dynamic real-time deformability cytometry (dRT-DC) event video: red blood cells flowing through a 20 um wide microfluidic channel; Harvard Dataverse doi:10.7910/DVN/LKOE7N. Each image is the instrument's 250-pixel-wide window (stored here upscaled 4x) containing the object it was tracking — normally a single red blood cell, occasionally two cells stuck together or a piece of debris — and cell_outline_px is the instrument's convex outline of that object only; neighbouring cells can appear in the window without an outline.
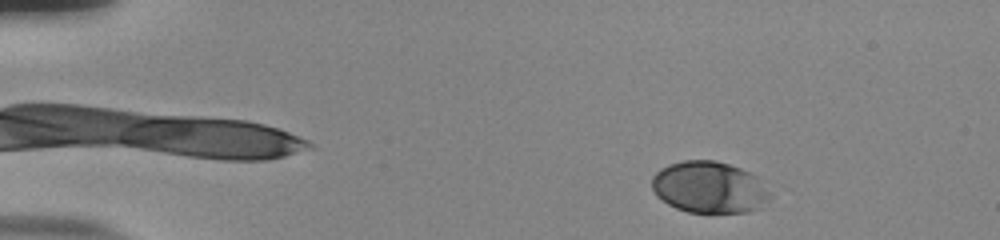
{"species": "human", "species_latin": "Homo sapiens", "temperature_condition": "room temperature", "stored_images_in_passage": 50, "camera_frame_rate_fps": 3000, "um_per_image_px": 0.085, "donor": {"sex": "male"}, "frame": {"image": 1, "passage_image": 3, "time_ms": 0.667, "image_size_px": [1000, 240], "cell_outline_px": [[772, 196], [756, 208], [748, 212], [708, 216], [688, 212], [676, 208], [668, 204], [656, 196], [652, 188], [652, 176], [660, 168], [668, 164], [684, 160], [716, 160], [740, 168], [756, 176]], "centroid_in_image_um": [60.24, 15.96], "position_along_channel_um": 24.8, "area_um2": 36.18}}
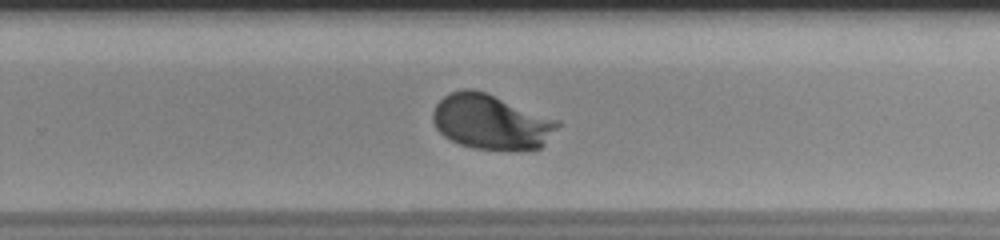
{"frame": {"image": 2, "passage_image": 32, "time_ms": 10.333, "image_size_px": [1000, 240], "cell_outline_px": [[560, 124], [544, 144], [540, 148], [472, 148], [460, 144], [444, 136], [436, 128], [432, 120], [432, 112], [436, 104], [444, 96], [452, 92], [464, 88], [472, 88], [484, 92], [560, 120]], "centroid_in_image_um": [41.71, 10.33], "position_along_channel_um": 288.1, "area_um2": 39.25}}
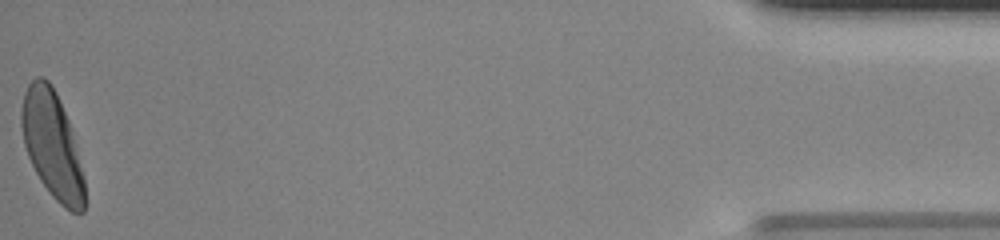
{"frame": {"image": 3, "passage_image": 50, "time_ms": 16.333, "image_size_px": [1000, 240], "cell_outline_px": [[84, 212], [72, 212], [64, 208], [48, 192], [40, 180], [28, 156], [24, 144], [20, 124], [20, 112], [24, 92], [28, 84], [36, 76], [44, 76], [52, 84], [56, 92], [68, 120], [84, 176]], "centroid_in_image_um": [4.4, 12.29], "position_along_channel_um": 430.8, "area_um2": 39.19}, "authors_computed_cell_mechanics": {"area_um2": 37.4544, "velocity_mm_per_s": 3.788, "shape_relaxation_time_tau1_ms": 2.1431, "shape_relaxation_time_tau2_ms": null, "deformation_change_tau1": 0.1433, "deformation_change_tau2": null}}